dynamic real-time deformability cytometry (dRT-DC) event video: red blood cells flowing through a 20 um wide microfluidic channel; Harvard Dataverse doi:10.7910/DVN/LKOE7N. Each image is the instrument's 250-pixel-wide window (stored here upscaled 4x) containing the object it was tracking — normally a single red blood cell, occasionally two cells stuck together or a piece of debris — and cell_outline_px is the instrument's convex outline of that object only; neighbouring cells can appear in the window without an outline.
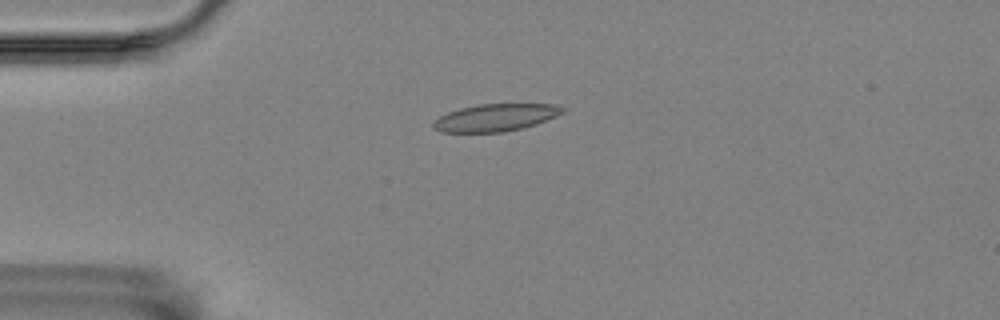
{"species": "Egyptian fruit bat (a non-hibernating species)", "species_latin": "Rousettus aegyptiacus", "temperature_condition": "room temperature", "stored_images_in_passage": 3, "camera_frame_rate_fps": 3000, "um_per_image_px": 0.085, "animal": {"sex": "female"}, "frame": {"image": 1, "passage_image": 1, "time_ms": 0.0, "image_size_px": [1000, 320], "cell_outline_px": [[568, 108], [564, 112], [556, 116], [536, 124], [524, 128], [504, 132], [440, 132], [432, 128], [432, 120], [448, 112], [460, 108], [476, 104], [556, 104]], "centroid_in_image_um": [42.12, 9.99], "position_along_channel_um": 42.9, "area_um2": 20.87}}